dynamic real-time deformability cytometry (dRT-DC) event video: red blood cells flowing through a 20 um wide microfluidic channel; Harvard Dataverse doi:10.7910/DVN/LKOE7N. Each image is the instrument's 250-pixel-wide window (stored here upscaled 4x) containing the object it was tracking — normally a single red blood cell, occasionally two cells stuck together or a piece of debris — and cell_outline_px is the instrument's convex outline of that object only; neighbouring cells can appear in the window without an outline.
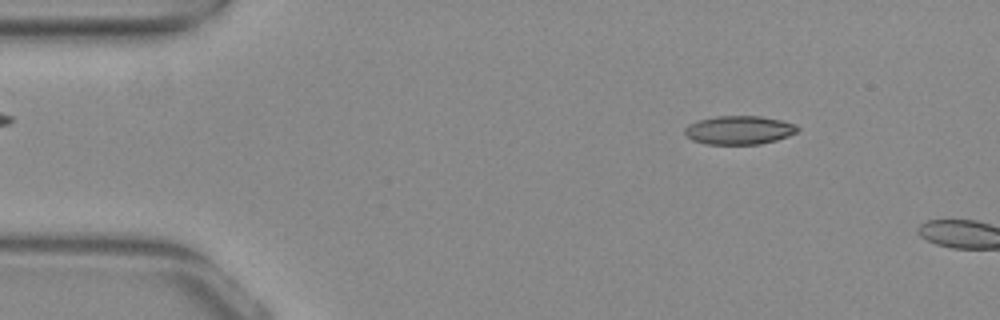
{"species": "common noctule bat (a hibernating species)", "species_latin": "Nyctalus noctula", "temperature_condition": "warm", "stored_images_in_passage": 3, "camera_frame_rate_fps": 3000, "um_per_image_px": 0.085, "animal": {"sex": "female", "body_mass_g": 29.2, "forearm_length_mm": 56.3}, "frame": {"image": 1, "passage_image": 1, "time_ms": 0.0, "image_size_px": [1000, 320], "cell_outline_px": [[800, 128], [796, 132], [788, 136], [776, 140], [760, 144], [704, 144], [692, 140], [684, 132], [684, 128], [688, 124], [700, 120], [716, 116], [760, 116], [780, 120], [796, 124]], "centroid_in_image_um": [62.83, 11.06], "position_along_channel_um": 22.2, "area_um2": 18.79}}